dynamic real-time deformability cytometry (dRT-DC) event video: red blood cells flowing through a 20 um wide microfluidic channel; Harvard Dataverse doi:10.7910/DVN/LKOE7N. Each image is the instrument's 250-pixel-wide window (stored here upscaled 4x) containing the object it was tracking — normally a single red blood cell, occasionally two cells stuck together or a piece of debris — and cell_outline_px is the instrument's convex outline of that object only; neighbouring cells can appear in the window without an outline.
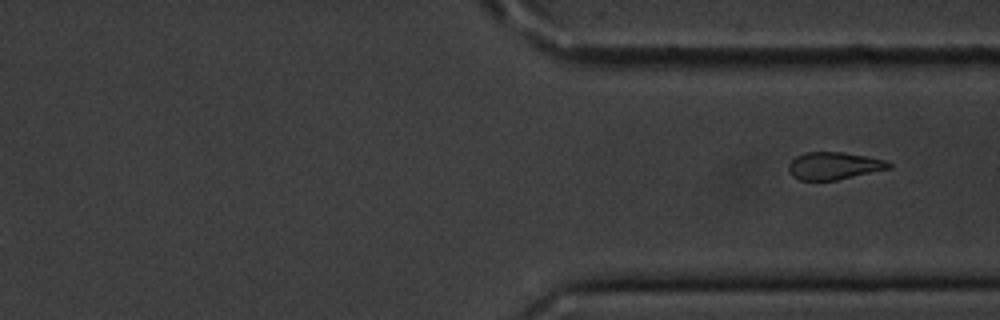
{"species": "common noctule bat (a hibernating species)", "species_latin": "Nyctalus noctula", "temperature_condition": "cold", "stored_images_in_passage": 14, "segment_of_instrument_passage": [2, 2], "camera_frame_rate_fps": 3000, "um_per_image_px": 0.085, "animal": {"sex": "male", "body_mass_g": 20.1, "forearm_length_mm": 53.5}, "frame": {"image": 1, "passage_image": 14, "time_ms": 17.333, "image_size_px": [1000, 320], "cell_outline_px": [[892, 168], [836, 180], [800, 180], [792, 176], [788, 168], [788, 164], [796, 156], [804, 152], [844, 152], [868, 156], [888, 160], [892, 164]], "centroid_in_image_um": [70.92, 14.08], "position_along_channel_um": 340.5, "area_um2": 16.18}}